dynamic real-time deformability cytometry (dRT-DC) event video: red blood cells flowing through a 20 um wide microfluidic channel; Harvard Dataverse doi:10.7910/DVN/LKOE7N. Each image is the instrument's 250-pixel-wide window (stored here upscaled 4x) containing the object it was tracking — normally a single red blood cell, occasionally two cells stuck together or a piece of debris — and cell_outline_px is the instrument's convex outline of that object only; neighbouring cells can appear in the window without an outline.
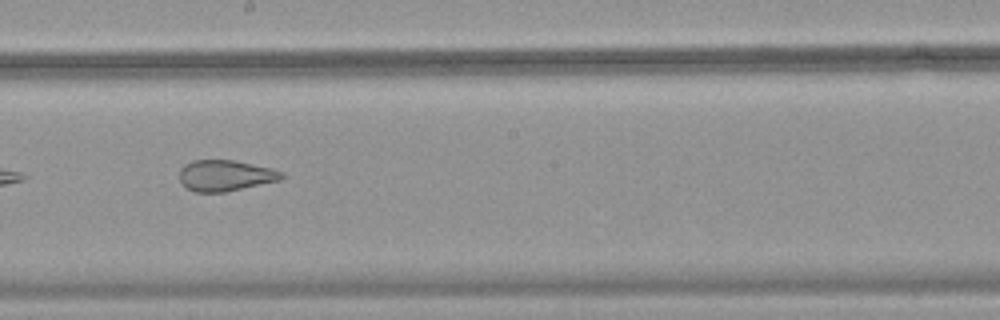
{"species": "common noctule bat (a hibernating species)", "species_latin": "Nyctalus noctula", "temperature_condition": "warm", "stored_images_in_passage": 27, "camera_frame_rate_fps": 3000, "um_per_image_px": 0.085, "animal": {"sex": "female", "body_mass_g": 18.4}, "frame": {"image": 1, "passage_image": 12, "time_ms": 3.667, "image_size_px": [1000, 320], "cell_outline_px": [[284, 176], [280, 180], [224, 192], [196, 192], [180, 184], [180, 168], [184, 164], [192, 160], [232, 160], [272, 168], [284, 172]], "centroid_in_image_um": [19.13, 14.91], "position_along_channel_um": 229.1, "area_um2": 18.44}}